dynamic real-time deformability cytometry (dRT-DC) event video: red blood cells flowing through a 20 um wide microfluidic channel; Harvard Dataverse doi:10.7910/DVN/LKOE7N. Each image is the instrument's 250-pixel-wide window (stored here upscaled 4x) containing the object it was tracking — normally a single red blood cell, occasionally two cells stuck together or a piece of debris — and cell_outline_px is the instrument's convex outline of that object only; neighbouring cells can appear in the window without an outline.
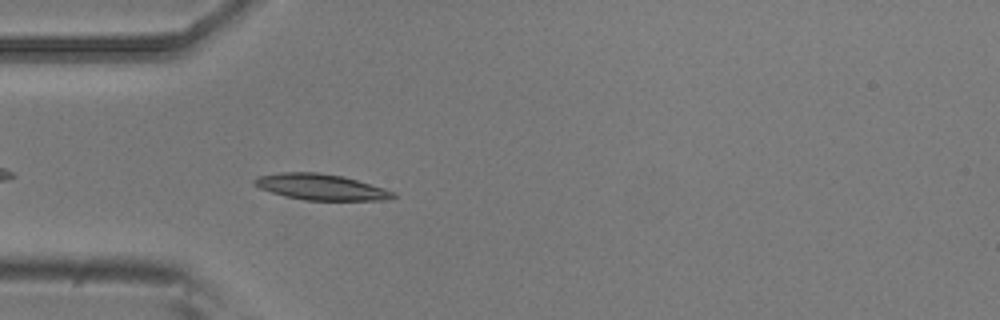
{"species": "common noctule bat (a hibernating species)", "species_latin": "Nyctalus noctula", "temperature_condition": "room temperature", "stored_images_in_passage": 4, "camera_frame_rate_fps": 3000, "um_per_image_px": 0.085, "animal": {"sex": "male", "body_mass_g": 20.5, "forearm_length_mm": 52.5}, "frame": {"image": 1, "passage_image": 4, "time_ms": 1.0, "image_size_px": [1000, 320], "cell_outline_px": [[396, 196], [392, 200], [304, 200], [284, 196], [260, 188], [252, 180], [256, 176], [280, 172], [316, 172], [344, 176], [384, 188], [396, 192]], "centroid_in_image_um": [27.31, 15.89], "position_along_channel_um": 57.7, "area_um2": 21.1}}